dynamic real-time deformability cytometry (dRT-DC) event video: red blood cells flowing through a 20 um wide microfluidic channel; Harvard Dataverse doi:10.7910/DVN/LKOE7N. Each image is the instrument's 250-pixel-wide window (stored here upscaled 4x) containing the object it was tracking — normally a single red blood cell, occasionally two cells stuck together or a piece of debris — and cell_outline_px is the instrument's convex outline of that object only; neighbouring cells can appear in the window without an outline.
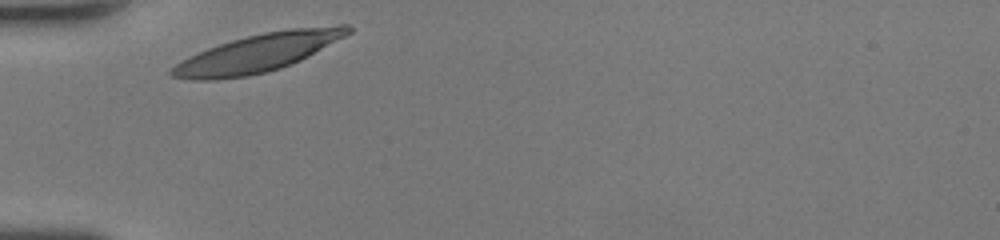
{"species": "human", "species_latin": "Homo sapiens", "temperature_condition": "room temperature", "stored_images_in_passage": 23, "camera_frame_rate_fps": 3000, "um_per_image_px": 0.085, "donor": {"sex": "female"}, "frame": {"image": 1, "passage_image": 1, "time_ms": 0.0, "image_size_px": [1000, 240], "cell_outline_px": [[352, 32], [308, 56], [300, 60], [280, 68], [268, 72], [248, 76], [216, 80], [192, 80], [172, 76], [168, 72], [176, 64], [188, 56], [208, 48], [232, 40], [264, 32], [292, 28], [340, 24], [348, 24], [352, 28]], "centroid_in_image_um": [21.93, 4.5], "position_along_channel_um": 63.1, "area_um2": 38.84}}
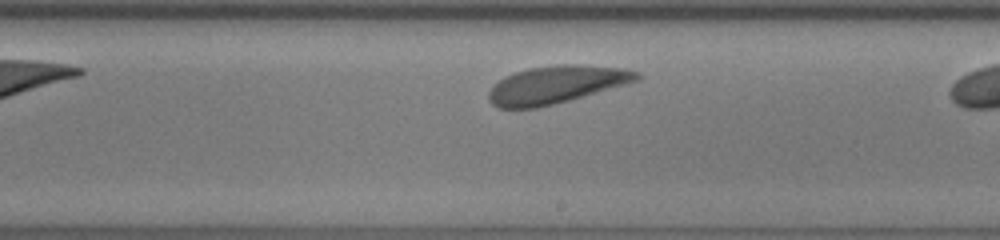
{"frame": {"image": 2, "passage_image": 12, "time_ms": 3.667, "image_size_px": [1000, 240], "cell_outline_px": [[640, 80], [628, 84], [568, 100], [536, 108], [500, 108], [492, 104], [488, 100], [488, 92], [492, 84], [504, 76], [528, 68], [560, 64], [580, 64], [624, 68], [640, 72]], "centroid_in_image_um": [47.28, 7.18], "position_along_channel_um": 241.7, "area_um2": 32.66}}
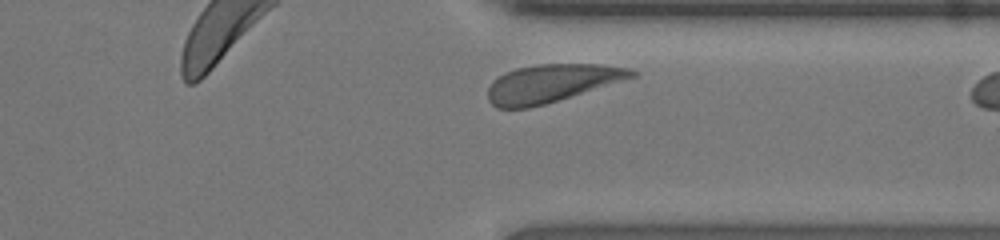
{"frame": {"image": 3, "passage_image": 21, "time_ms": 6.667, "image_size_px": [1000, 240], "cell_outline_px": [[640, 72], [636, 76], [544, 104], [528, 108], [496, 108], [488, 100], [488, 88], [492, 80], [504, 72], [516, 68], [536, 64], [600, 64], [628, 68]], "centroid_in_image_um": [46.84, 7.07], "position_along_channel_um": 364.6, "area_um2": 31.56}}